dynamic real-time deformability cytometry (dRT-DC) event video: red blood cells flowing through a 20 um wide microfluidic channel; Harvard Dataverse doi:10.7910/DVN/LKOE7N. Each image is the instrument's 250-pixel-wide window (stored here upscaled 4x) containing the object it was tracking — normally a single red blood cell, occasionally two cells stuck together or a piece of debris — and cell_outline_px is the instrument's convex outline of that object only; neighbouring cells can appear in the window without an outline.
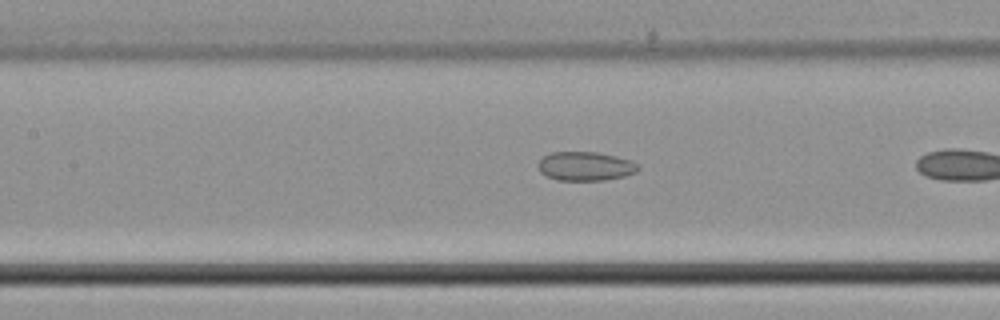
{"species": "common noctule bat (a hibernating species)", "species_latin": "Nyctalus noctula", "temperature_condition": "cold", "stored_images_in_passage": 9, "segment_of_instrument_passage": [2, 2], "camera_frame_rate_fps": 3000, "um_per_image_px": 0.085, "animal": {"sex": "male", "body_mass_g": 21.5, "forearm_length_mm": 52.0}, "frame": {"image": 1, "passage_image": 8, "time_ms": 2.333, "image_size_px": [1000, 320], "cell_outline_px": [[640, 168], [636, 172], [624, 176], [604, 180], [556, 180], [540, 172], [536, 164], [544, 156], [552, 152], [596, 152], [616, 156], [632, 160], [640, 164]], "centroid_in_image_um": [49.78, 14.12], "position_along_channel_um": 157.6, "area_um2": 16.99}}